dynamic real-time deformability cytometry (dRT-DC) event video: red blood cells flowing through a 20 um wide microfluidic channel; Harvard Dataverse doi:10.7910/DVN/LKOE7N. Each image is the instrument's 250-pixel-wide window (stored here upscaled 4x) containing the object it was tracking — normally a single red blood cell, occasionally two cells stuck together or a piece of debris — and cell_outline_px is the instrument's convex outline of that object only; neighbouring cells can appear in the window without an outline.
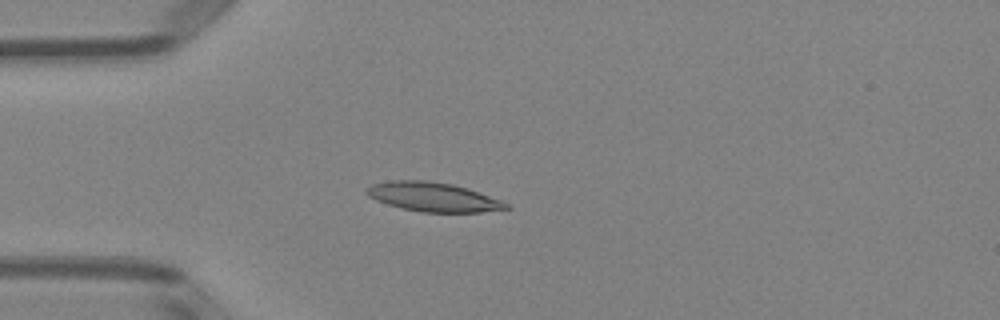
{"species": "Egyptian fruit bat (a non-hibernating species)", "species_latin": "Rousettus aegyptiacus", "temperature_condition": "room temperature", "stored_images_in_passage": 5, "camera_frame_rate_fps": 3000, "um_per_image_px": 0.085, "animal": {"sex": "female"}, "frame": {"image": 1, "passage_image": 5, "time_ms": 4.333, "image_size_px": [1000, 320], "cell_outline_px": [[512, 208], [480, 212], [420, 212], [388, 204], [376, 200], [368, 196], [364, 192], [372, 184], [388, 180], [428, 180], [452, 184], [468, 188], [500, 200], [508, 204]], "centroid_in_image_um": [36.8, 16.73], "position_along_channel_um": 48.2, "area_um2": 23.64}}